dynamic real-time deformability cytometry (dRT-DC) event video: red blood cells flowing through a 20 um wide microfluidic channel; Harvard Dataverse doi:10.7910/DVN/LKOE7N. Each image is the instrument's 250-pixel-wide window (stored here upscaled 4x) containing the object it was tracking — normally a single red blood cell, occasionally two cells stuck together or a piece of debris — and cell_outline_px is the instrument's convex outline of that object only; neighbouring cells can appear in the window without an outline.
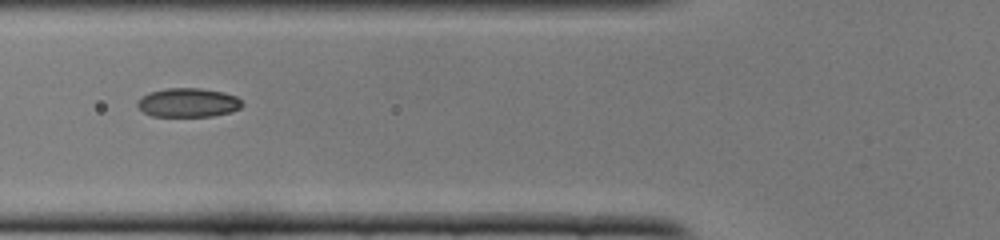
{"species": "common noctule bat (a hibernating species)", "species_latin": "Nyctalus noctula", "temperature_condition": "cold", "stored_images_in_passage": 37, "camera_frame_rate_fps": 3000, "um_per_image_px": 0.085, "animal": {"sex": "female", "body_mass_g": 22.0, "forearm_length_mm": 56.7}, "frame": {"image": 1, "passage_image": 5, "time_ms": 1.333, "image_size_px": [1000, 240], "cell_outline_px": [[244, 104], [240, 108], [232, 112], [212, 116], [152, 116], [144, 112], [136, 104], [140, 96], [148, 92], [168, 88], [200, 88], [224, 92], [236, 96]], "centroid_in_image_um": [15.99, 8.72], "position_along_channel_um": 109.8, "area_um2": 17.8}}
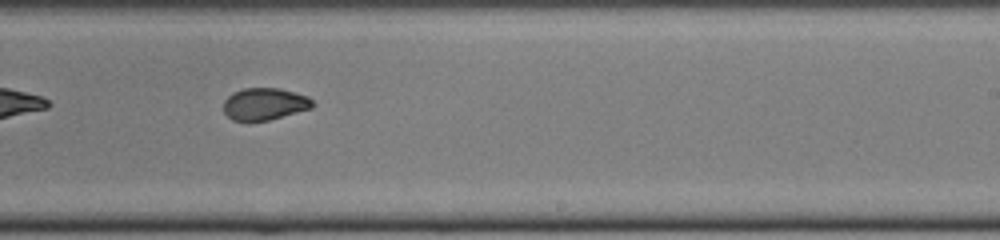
{"frame": {"image": 2, "passage_image": 17, "time_ms": 5.333, "image_size_px": [1000, 240], "cell_outline_px": [[316, 104], [312, 108], [268, 120], [248, 124], [232, 120], [224, 112], [224, 100], [232, 92], [244, 88], [280, 88], [308, 96]], "centroid_in_image_um": [22.46, 8.86], "position_along_channel_um": 266.5, "area_um2": 17.11}}
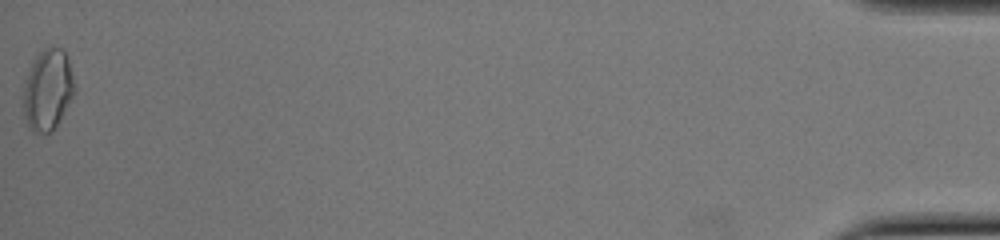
{"frame": {"image": 3, "passage_image": 37, "time_ms": 12.0, "image_size_px": [1000, 240], "cell_outline_px": [[76, 92], [52, 132], [32, 132], [28, 128], [24, 116], [24, 88], [32, 64], [36, 56], [44, 48], [60, 48], [64, 52], [68, 60], [76, 88]], "centroid_in_image_um": [4.08, 7.67], "position_along_channel_um": 431.1, "area_um2": 23.76}, "authors_computed_cell_mechanics": {"area_um2": 17.8024, "velocity_mm_per_s": 3.9374, "shape_relaxation_time_tau1_ms": 10.4299, "shape_relaxation_time_tau2_ms": 1.6601, "deformation_change_tau1": 0.217, "deformation_change_tau2": 0.0581}}